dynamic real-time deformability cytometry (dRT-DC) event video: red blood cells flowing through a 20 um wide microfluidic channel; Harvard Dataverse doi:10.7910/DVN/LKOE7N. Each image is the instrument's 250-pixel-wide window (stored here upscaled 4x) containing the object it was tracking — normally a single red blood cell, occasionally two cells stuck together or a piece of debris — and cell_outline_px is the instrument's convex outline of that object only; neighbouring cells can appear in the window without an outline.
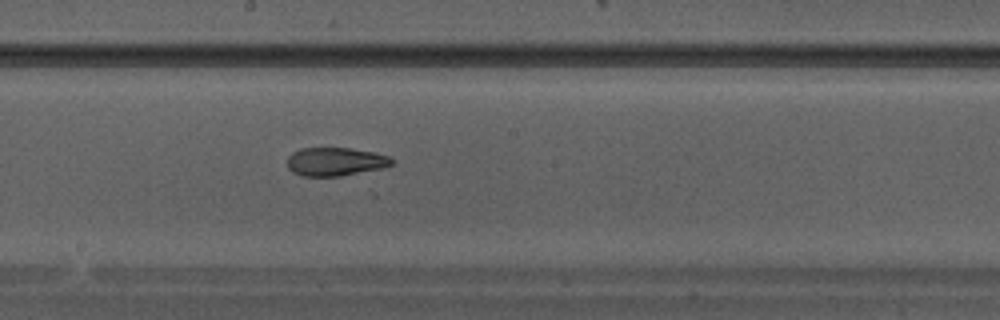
{"species": "Egyptian fruit bat (a non-hibernating species)", "species_latin": "Rousettus aegyptiacus", "temperature_condition": "warm", "stored_images_in_passage": 35, "camera_frame_rate_fps": 3000, "um_per_image_px": 0.085, "animal": {"sex": "male"}, "frame": {"image": 1, "passage_image": 20, "time_ms": 6.333, "image_size_px": [1000, 320], "cell_outline_px": [[392, 164], [380, 168], [340, 176], [304, 176], [292, 172], [288, 168], [288, 156], [292, 152], [300, 148], [352, 148], [372, 152], [388, 156], [392, 160]], "centroid_in_image_um": [28.45, 13.73], "position_along_channel_um": 219.8, "area_um2": 17.11}}